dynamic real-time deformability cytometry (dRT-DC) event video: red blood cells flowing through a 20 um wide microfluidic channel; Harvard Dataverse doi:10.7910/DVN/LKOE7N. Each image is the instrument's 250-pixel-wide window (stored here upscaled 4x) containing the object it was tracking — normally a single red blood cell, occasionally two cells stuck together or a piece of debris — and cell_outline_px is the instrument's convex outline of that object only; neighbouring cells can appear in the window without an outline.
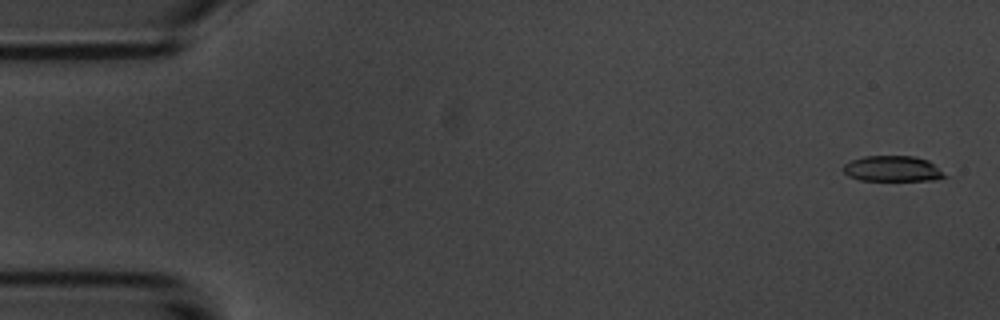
{"species": "common noctule bat (a hibernating species)", "species_latin": "Nyctalus noctula", "temperature_condition": "room temperature", "stored_images_in_passage": 5, "camera_frame_rate_fps": 3000, "um_per_image_px": 0.085, "animal": {"sex": "male", "body_mass_g": 20.1, "forearm_length_mm": 53.5}, "frame": {"image": 1, "passage_image": 1, "time_ms": 0.0, "image_size_px": [1000, 320], "cell_outline_px": [[948, 176], [932, 180], [860, 180], [848, 176], [840, 168], [844, 164], [852, 160], [864, 156], [916, 156], [928, 160]], "centroid_in_image_um": [75.83, 14.33], "position_along_channel_um": 9.2, "area_um2": 15.14}}
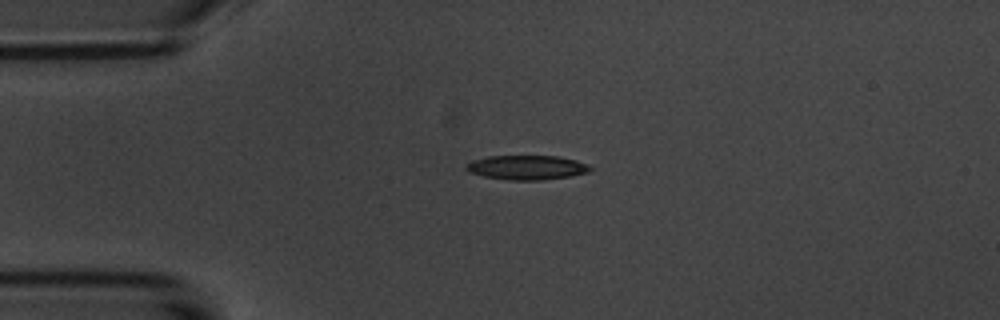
{"frame": {"image": 2, "passage_image": 4, "time_ms": 3.667, "image_size_px": [1000, 320], "cell_outline_px": [[592, 168], [588, 172], [572, 176], [544, 180], [512, 180], [484, 176], [468, 172], [464, 168], [472, 160], [488, 156], [556, 156], [576, 160], [588, 164]], "centroid_in_image_um": [44.79, 14.24], "position_along_channel_um": 40.2, "area_um2": 17.63}}